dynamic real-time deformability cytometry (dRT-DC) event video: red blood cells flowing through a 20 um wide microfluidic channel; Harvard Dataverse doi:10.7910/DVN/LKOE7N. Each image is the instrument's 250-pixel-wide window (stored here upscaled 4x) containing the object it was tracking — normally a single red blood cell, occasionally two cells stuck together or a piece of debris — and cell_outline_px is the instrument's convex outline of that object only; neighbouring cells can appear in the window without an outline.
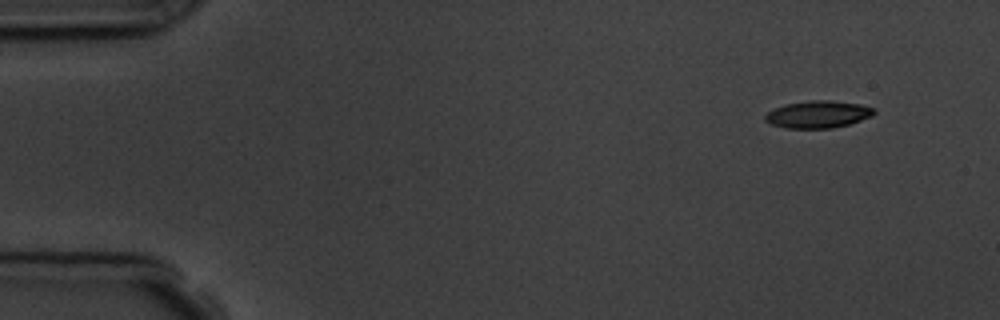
{"species": "common noctule bat (a hibernating species)", "species_latin": "Nyctalus noctula", "temperature_condition": "room temperature", "stored_images_in_passage": 2, "camera_frame_rate_fps": 3000, "um_per_image_px": 0.085, "animal": {"sex": "male", "body_mass_g": 19.5, "forearm_length_mm": 54.6}, "frame": {"image": 1, "passage_image": 1, "time_ms": 0.0, "image_size_px": [1000, 320], "cell_outline_px": [[876, 112], [872, 116], [848, 124], [832, 128], [784, 128], [772, 124], [764, 120], [764, 116], [768, 112], [784, 104], [812, 100], [828, 100], [860, 104], [872, 108]], "centroid_in_image_um": [69.51, 9.72], "position_along_channel_um": 15.5, "area_um2": 17.11}}